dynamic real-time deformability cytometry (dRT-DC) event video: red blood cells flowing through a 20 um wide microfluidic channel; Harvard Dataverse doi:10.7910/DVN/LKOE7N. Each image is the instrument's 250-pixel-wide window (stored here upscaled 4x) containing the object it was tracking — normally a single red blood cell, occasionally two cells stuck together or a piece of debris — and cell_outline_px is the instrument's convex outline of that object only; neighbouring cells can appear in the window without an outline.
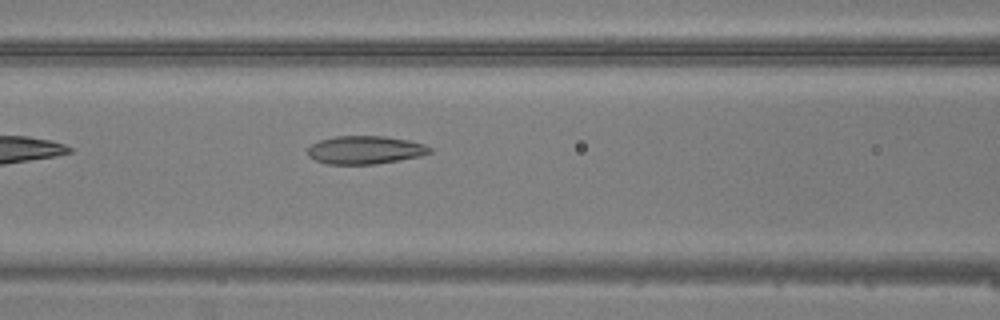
{"species": "common noctule bat (a hibernating species)", "species_latin": "Nyctalus noctula", "temperature_condition": "warm", "stored_images_in_passage": 30, "camera_frame_rate_fps": 3000, "um_per_image_px": 0.085, "animal": {"sex": "male", "body_mass_g": 20.5, "forearm_length_mm": 52.5}, "frame": {"image": 1, "passage_image": 5, "time_ms": 1.333, "image_size_px": [1000, 320], "cell_outline_px": [[432, 152], [420, 156], [400, 160], [376, 164], [328, 164], [316, 160], [308, 156], [308, 148], [312, 144], [320, 140], [336, 136], [384, 136], [408, 140], [424, 144], [432, 148]], "centroid_in_image_um": [31.05, 12.75], "position_along_channel_um": 135.5, "area_um2": 20.0}}
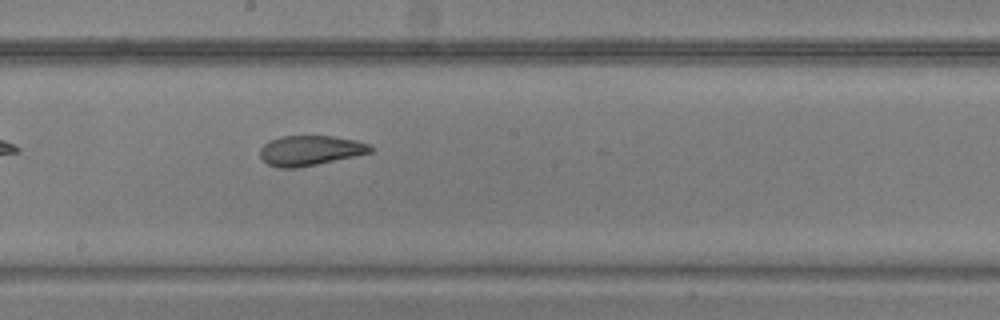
{"frame": {"image": 2, "passage_image": 11, "time_ms": 3.333, "image_size_px": [1000, 320], "cell_outline_px": [[372, 152], [316, 164], [296, 168], [280, 168], [268, 164], [260, 156], [260, 148], [268, 140], [280, 136], [332, 136], [356, 140], [368, 144], [372, 148]], "centroid_in_image_um": [26.32, 12.78], "position_along_channel_um": 221.9, "area_um2": 19.13}}
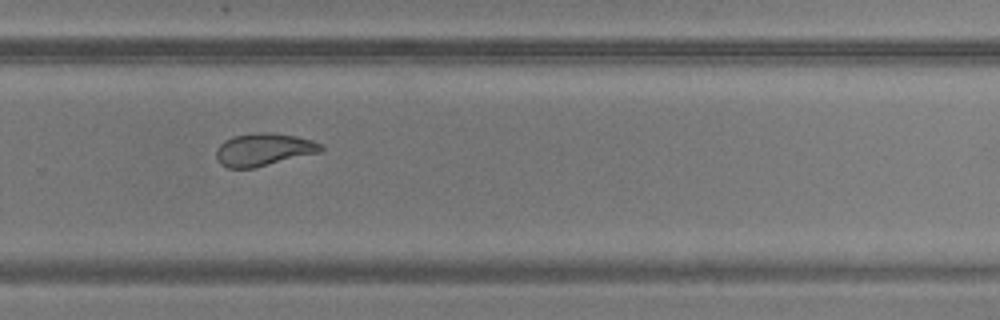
{"frame": {"image": 3, "passage_image": 17, "time_ms": 5.333, "image_size_px": [1000, 320], "cell_outline_px": [[324, 148], [320, 152], [252, 168], [228, 168], [220, 164], [216, 160], [216, 148], [224, 140], [232, 136], [256, 132], [272, 132], [296, 136], [312, 140], [320, 144]], "centroid_in_image_um": [22.36, 12.7], "position_along_channel_um": 307.4, "area_um2": 19.94}}